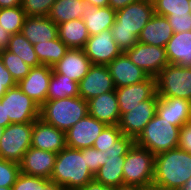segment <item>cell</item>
<instances>
[{
	"instance_id": "6da1fadb",
	"label": "cell",
	"mask_w": 191,
	"mask_h": 190,
	"mask_svg": "<svg viewBox=\"0 0 191 190\" xmlns=\"http://www.w3.org/2000/svg\"><path fill=\"white\" fill-rule=\"evenodd\" d=\"M154 14L152 0H140L116 11L110 31L122 52L138 42V36Z\"/></svg>"
},
{
	"instance_id": "d4e9b609",
	"label": "cell",
	"mask_w": 191,
	"mask_h": 190,
	"mask_svg": "<svg viewBox=\"0 0 191 190\" xmlns=\"http://www.w3.org/2000/svg\"><path fill=\"white\" fill-rule=\"evenodd\" d=\"M174 34L165 16L154 14L138 36V42L165 48Z\"/></svg>"
},
{
	"instance_id": "d590c367",
	"label": "cell",
	"mask_w": 191,
	"mask_h": 190,
	"mask_svg": "<svg viewBox=\"0 0 191 190\" xmlns=\"http://www.w3.org/2000/svg\"><path fill=\"white\" fill-rule=\"evenodd\" d=\"M154 13L160 16L190 14L189 0H152Z\"/></svg>"
},
{
	"instance_id": "7a4b0ae2",
	"label": "cell",
	"mask_w": 191,
	"mask_h": 190,
	"mask_svg": "<svg viewBox=\"0 0 191 190\" xmlns=\"http://www.w3.org/2000/svg\"><path fill=\"white\" fill-rule=\"evenodd\" d=\"M191 177V154L174 148L155 155L152 190H182Z\"/></svg>"
},
{
	"instance_id": "f6af8a7d",
	"label": "cell",
	"mask_w": 191,
	"mask_h": 190,
	"mask_svg": "<svg viewBox=\"0 0 191 190\" xmlns=\"http://www.w3.org/2000/svg\"><path fill=\"white\" fill-rule=\"evenodd\" d=\"M0 82H16L10 72L3 65L2 60L0 59Z\"/></svg>"
},
{
	"instance_id": "681fc988",
	"label": "cell",
	"mask_w": 191,
	"mask_h": 190,
	"mask_svg": "<svg viewBox=\"0 0 191 190\" xmlns=\"http://www.w3.org/2000/svg\"><path fill=\"white\" fill-rule=\"evenodd\" d=\"M17 85L16 82H0V99L6 93V91Z\"/></svg>"
},
{
	"instance_id": "b9f144b4",
	"label": "cell",
	"mask_w": 191,
	"mask_h": 190,
	"mask_svg": "<svg viewBox=\"0 0 191 190\" xmlns=\"http://www.w3.org/2000/svg\"><path fill=\"white\" fill-rule=\"evenodd\" d=\"M178 148L191 154V123H184L180 127Z\"/></svg>"
},
{
	"instance_id": "d6a6232c",
	"label": "cell",
	"mask_w": 191,
	"mask_h": 190,
	"mask_svg": "<svg viewBox=\"0 0 191 190\" xmlns=\"http://www.w3.org/2000/svg\"><path fill=\"white\" fill-rule=\"evenodd\" d=\"M26 17L27 15L21 6L1 8L0 26L11 35L19 33Z\"/></svg>"
},
{
	"instance_id": "db71d44e",
	"label": "cell",
	"mask_w": 191,
	"mask_h": 190,
	"mask_svg": "<svg viewBox=\"0 0 191 190\" xmlns=\"http://www.w3.org/2000/svg\"><path fill=\"white\" fill-rule=\"evenodd\" d=\"M3 133H4V127L0 126V139H1L2 135H3Z\"/></svg>"
},
{
	"instance_id": "83f0119b",
	"label": "cell",
	"mask_w": 191,
	"mask_h": 190,
	"mask_svg": "<svg viewBox=\"0 0 191 190\" xmlns=\"http://www.w3.org/2000/svg\"><path fill=\"white\" fill-rule=\"evenodd\" d=\"M116 10L109 6L95 7L90 5L83 15V21L88 29L89 35H97L102 31L111 29L115 22Z\"/></svg>"
},
{
	"instance_id": "d6986e66",
	"label": "cell",
	"mask_w": 191,
	"mask_h": 190,
	"mask_svg": "<svg viewBox=\"0 0 191 190\" xmlns=\"http://www.w3.org/2000/svg\"><path fill=\"white\" fill-rule=\"evenodd\" d=\"M56 153L30 147L23 155L20 164V172L50 180Z\"/></svg>"
},
{
	"instance_id": "f5cc1de1",
	"label": "cell",
	"mask_w": 191,
	"mask_h": 190,
	"mask_svg": "<svg viewBox=\"0 0 191 190\" xmlns=\"http://www.w3.org/2000/svg\"><path fill=\"white\" fill-rule=\"evenodd\" d=\"M182 190H191V177L189 180H187Z\"/></svg>"
},
{
	"instance_id": "2e32d148",
	"label": "cell",
	"mask_w": 191,
	"mask_h": 190,
	"mask_svg": "<svg viewBox=\"0 0 191 190\" xmlns=\"http://www.w3.org/2000/svg\"><path fill=\"white\" fill-rule=\"evenodd\" d=\"M52 72L53 68L47 65L33 67L17 86L41 107L46 102Z\"/></svg>"
},
{
	"instance_id": "816d5d0a",
	"label": "cell",
	"mask_w": 191,
	"mask_h": 190,
	"mask_svg": "<svg viewBox=\"0 0 191 190\" xmlns=\"http://www.w3.org/2000/svg\"><path fill=\"white\" fill-rule=\"evenodd\" d=\"M115 190H145L142 187L130 184H121L115 187Z\"/></svg>"
},
{
	"instance_id": "30bf717a",
	"label": "cell",
	"mask_w": 191,
	"mask_h": 190,
	"mask_svg": "<svg viewBox=\"0 0 191 190\" xmlns=\"http://www.w3.org/2000/svg\"><path fill=\"white\" fill-rule=\"evenodd\" d=\"M0 102L5 106L6 118L11 123L34 122L40 118V106L17 85L8 89Z\"/></svg>"
},
{
	"instance_id": "c3c4849f",
	"label": "cell",
	"mask_w": 191,
	"mask_h": 190,
	"mask_svg": "<svg viewBox=\"0 0 191 190\" xmlns=\"http://www.w3.org/2000/svg\"><path fill=\"white\" fill-rule=\"evenodd\" d=\"M22 0H0V9L21 6Z\"/></svg>"
},
{
	"instance_id": "5b68a950",
	"label": "cell",
	"mask_w": 191,
	"mask_h": 190,
	"mask_svg": "<svg viewBox=\"0 0 191 190\" xmlns=\"http://www.w3.org/2000/svg\"><path fill=\"white\" fill-rule=\"evenodd\" d=\"M155 155L136 143L125 155L123 165V184L152 190L154 178Z\"/></svg>"
},
{
	"instance_id": "f907efd6",
	"label": "cell",
	"mask_w": 191,
	"mask_h": 190,
	"mask_svg": "<svg viewBox=\"0 0 191 190\" xmlns=\"http://www.w3.org/2000/svg\"><path fill=\"white\" fill-rule=\"evenodd\" d=\"M84 1L98 8L109 6V0H84Z\"/></svg>"
},
{
	"instance_id": "1f68e13d",
	"label": "cell",
	"mask_w": 191,
	"mask_h": 190,
	"mask_svg": "<svg viewBox=\"0 0 191 190\" xmlns=\"http://www.w3.org/2000/svg\"><path fill=\"white\" fill-rule=\"evenodd\" d=\"M8 51L18 55L30 67L41 66L33 44H31L21 32L11 35L9 44L6 48Z\"/></svg>"
},
{
	"instance_id": "7402d4cb",
	"label": "cell",
	"mask_w": 191,
	"mask_h": 190,
	"mask_svg": "<svg viewBox=\"0 0 191 190\" xmlns=\"http://www.w3.org/2000/svg\"><path fill=\"white\" fill-rule=\"evenodd\" d=\"M88 114L106 125H118L120 111L115 90L88 100Z\"/></svg>"
},
{
	"instance_id": "ab89813d",
	"label": "cell",
	"mask_w": 191,
	"mask_h": 190,
	"mask_svg": "<svg viewBox=\"0 0 191 190\" xmlns=\"http://www.w3.org/2000/svg\"><path fill=\"white\" fill-rule=\"evenodd\" d=\"M174 33L191 31V14L166 16Z\"/></svg>"
},
{
	"instance_id": "cb8c5ba5",
	"label": "cell",
	"mask_w": 191,
	"mask_h": 190,
	"mask_svg": "<svg viewBox=\"0 0 191 190\" xmlns=\"http://www.w3.org/2000/svg\"><path fill=\"white\" fill-rule=\"evenodd\" d=\"M20 32L33 45L58 38V27L48 16H27Z\"/></svg>"
},
{
	"instance_id": "9a60e30c",
	"label": "cell",
	"mask_w": 191,
	"mask_h": 190,
	"mask_svg": "<svg viewBox=\"0 0 191 190\" xmlns=\"http://www.w3.org/2000/svg\"><path fill=\"white\" fill-rule=\"evenodd\" d=\"M104 122L87 114L65 132L66 146L74 149L93 147V143L105 128Z\"/></svg>"
},
{
	"instance_id": "e0dca14e",
	"label": "cell",
	"mask_w": 191,
	"mask_h": 190,
	"mask_svg": "<svg viewBox=\"0 0 191 190\" xmlns=\"http://www.w3.org/2000/svg\"><path fill=\"white\" fill-rule=\"evenodd\" d=\"M120 115L129 112L137 104L152 98L157 93L156 78L149 76L146 80L115 89Z\"/></svg>"
},
{
	"instance_id": "4dcf8cb0",
	"label": "cell",
	"mask_w": 191,
	"mask_h": 190,
	"mask_svg": "<svg viewBox=\"0 0 191 190\" xmlns=\"http://www.w3.org/2000/svg\"><path fill=\"white\" fill-rule=\"evenodd\" d=\"M79 96L78 83L54 70L49 82L46 100L64 99Z\"/></svg>"
},
{
	"instance_id": "7c38bea8",
	"label": "cell",
	"mask_w": 191,
	"mask_h": 190,
	"mask_svg": "<svg viewBox=\"0 0 191 190\" xmlns=\"http://www.w3.org/2000/svg\"><path fill=\"white\" fill-rule=\"evenodd\" d=\"M129 59L149 76L156 77L169 64L165 48L137 42L124 52Z\"/></svg>"
},
{
	"instance_id": "8fae6325",
	"label": "cell",
	"mask_w": 191,
	"mask_h": 190,
	"mask_svg": "<svg viewBox=\"0 0 191 190\" xmlns=\"http://www.w3.org/2000/svg\"><path fill=\"white\" fill-rule=\"evenodd\" d=\"M158 94L131 108L129 112L120 115L118 127L123 135L136 140L143 132L145 126L156 115Z\"/></svg>"
},
{
	"instance_id": "7dc6e473",
	"label": "cell",
	"mask_w": 191,
	"mask_h": 190,
	"mask_svg": "<svg viewBox=\"0 0 191 190\" xmlns=\"http://www.w3.org/2000/svg\"><path fill=\"white\" fill-rule=\"evenodd\" d=\"M10 124L11 122L9 118H6L5 106L2 105V103L0 102V126L5 128L6 126Z\"/></svg>"
},
{
	"instance_id": "ac0fdd59",
	"label": "cell",
	"mask_w": 191,
	"mask_h": 190,
	"mask_svg": "<svg viewBox=\"0 0 191 190\" xmlns=\"http://www.w3.org/2000/svg\"><path fill=\"white\" fill-rule=\"evenodd\" d=\"M31 147L57 154L66 147L65 132L38 118L33 122Z\"/></svg>"
},
{
	"instance_id": "11a10c76",
	"label": "cell",
	"mask_w": 191,
	"mask_h": 190,
	"mask_svg": "<svg viewBox=\"0 0 191 190\" xmlns=\"http://www.w3.org/2000/svg\"><path fill=\"white\" fill-rule=\"evenodd\" d=\"M0 190H13L12 187H0Z\"/></svg>"
},
{
	"instance_id": "52a82bcc",
	"label": "cell",
	"mask_w": 191,
	"mask_h": 190,
	"mask_svg": "<svg viewBox=\"0 0 191 190\" xmlns=\"http://www.w3.org/2000/svg\"><path fill=\"white\" fill-rule=\"evenodd\" d=\"M135 140L127 135L119 137L112 147L102 151V166L94 179L104 185L118 186L123 184V165L125 155Z\"/></svg>"
},
{
	"instance_id": "9f6ffc18",
	"label": "cell",
	"mask_w": 191,
	"mask_h": 190,
	"mask_svg": "<svg viewBox=\"0 0 191 190\" xmlns=\"http://www.w3.org/2000/svg\"><path fill=\"white\" fill-rule=\"evenodd\" d=\"M189 7H190V10H191V0H189ZM190 14H191V11H190Z\"/></svg>"
},
{
	"instance_id": "44dd1931",
	"label": "cell",
	"mask_w": 191,
	"mask_h": 190,
	"mask_svg": "<svg viewBox=\"0 0 191 190\" xmlns=\"http://www.w3.org/2000/svg\"><path fill=\"white\" fill-rule=\"evenodd\" d=\"M92 65L83 49L69 48L62 59L52 68L56 73L66 75L79 83Z\"/></svg>"
},
{
	"instance_id": "ee69618b",
	"label": "cell",
	"mask_w": 191,
	"mask_h": 190,
	"mask_svg": "<svg viewBox=\"0 0 191 190\" xmlns=\"http://www.w3.org/2000/svg\"><path fill=\"white\" fill-rule=\"evenodd\" d=\"M137 1H140V0H109V7L117 11Z\"/></svg>"
},
{
	"instance_id": "4fadbf2b",
	"label": "cell",
	"mask_w": 191,
	"mask_h": 190,
	"mask_svg": "<svg viewBox=\"0 0 191 190\" xmlns=\"http://www.w3.org/2000/svg\"><path fill=\"white\" fill-rule=\"evenodd\" d=\"M83 50L92 64L106 66L123 53L116 44L110 29L91 35Z\"/></svg>"
},
{
	"instance_id": "4316f807",
	"label": "cell",
	"mask_w": 191,
	"mask_h": 190,
	"mask_svg": "<svg viewBox=\"0 0 191 190\" xmlns=\"http://www.w3.org/2000/svg\"><path fill=\"white\" fill-rule=\"evenodd\" d=\"M90 4L84 0H56L52 5L48 17L56 24L83 19V15L88 10Z\"/></svg>"
},
{
	"instance_id": "3957f363",
	"label": "cell",
	"mask_w": 191,
	"mask_h": 190,
	"mask_svg": "<svg viewBox=\"0 0 191 190\" xmlns=\"http://www.w3.org/2000/svg\"><path fill=\"white\" fill-rule=\"evenodd\" d=\"M50 180L63 190H79L94 180V175L89 170L86 155L82 154L81 149L66 146L57 153Z\"/></svg>"
},
{
	"instance_id": "603a6c76",
	"label": "cell",
	"mask_w": 191,
	"mask_h": 190,
	"mask_svg": "<svg viewBox=\"0 0 191 190\" xmlns=\"http://www.w3.org/2000/svg\"><path fill=\"white\" fill-rule=\"evenodd\" d=\"M156 114L172 125L181 127L184 123L189 122L191 101L183 98L158 96Z\"/></svg>"
},
{
	"instance_id": "74e56055",
	"label": "cell",
	"mask_w": 191,
	"mask_h": 190,
	"mask_svg": "<svg viewBox=\"0 0 191 190\" xmlns=\"http://www.w3.org/2000/svg\"><path fill=\"white\" fill-rule=\"evenodd\" d=\"M56 0H22L21 7L27 16H48Z\"/></svg>"
},
{
	"instance_id": "f546056e",
	"label": "cell",
	"mask_w": 191,
	"mask_h": 190,
	"mask_svg": "<svg viewBox=\"0 0 191 190\" xmlns=\"http://www.w3.org/2000/svg\"><path fill=\"white\" fill-rule=\"evenodd\" d=\"M41 65L53 67L69 50V47L58 37L56 39L39 42L33 45Z\"/></svg>"
},
{
	"instance_id": "f1b7e54d",
	"label": "cell",
	"mask_w": 191,
	"mask_h": 190,
	"mask_svg": "<svg viewBox=\"0 0 191 190\" xmlns=\"http://www.w3.org/2000/svg\"><path fill=\"white\" fill-rule=\"evenodd\" d=\"M58 37L69 47L83 49L90 35L82 18L57 25Z\"/></svg>"
},
{
	"instance_id": "f35d334b",
	"label": "cell",
	"mask_w": 191,
	"mask_h": 190,
	"mask_svg": "<svg viewBox=\"0 0 191 190\" xmlns=\"http://www.w3.org/2000/svg\"><path fill=\"white\" fill-rule=\"evenodd\" d=\"M19 173V163L0 158V187H12Z\"/></svg>"
},
{
	"instance_id": "7bdbcfd3",
	"label": "cell",
	"mask_w": 191,
	"mask_h": 190,
	"mask_svg": "<svg viewBox=\"0 0 191 190\" xmlns=\"http://www.w3.org/2000/svg\"><path fill=\"white\" fill-rule=\"evenodd\" d=\"M79 190H115L114 186L104 185L102 183L97 182L95 179L85 184Z\"/></svg>"
},
{
	"instance_id": "9c48e42d",
	"label": "cell",
	"mask_w": 191,
	"mask_h": 190,
	"mask_svg": "<svg viewBox=\"0 0 191 190\" xmlns=\"http://www.w3.org/2000/svg\"><path fill=\"white\" fill-rule=\"evenodd\" d=\"M33 122L11 123L4 128L0 139V158L20 163L31 147Z\"/></svg>"
},
{
	"instance_id": "bcb514c9",
	"label": "cell",
	"mask_w": 191,
	"mask_h": 190,
	"mask_svg": "<svg viewBox=\"0 0 191 190\" xmlns=\"http://www.w3.org/2000/svg\"><path fill=\"white\" fill-rule=\"evenodd\" d=\"M10 37L11 34H9V32L5 31V29L0 26V50L7 48Z\"/></svg>"
},
{
	"instance_id": "277c9868",
	"label": "cell",
	"mask_w": 191,
	"mask_h": 190,
	"mask_svg": "<svg viewBox=\"0 0 191 190\" xmlns=\"http://www.w3.org/2000/svg\"><path fill=\"white\" fill-rule=\"evenodd\" d=\"M88 114V101L80 96L46 100L40 107V118L64 132Z\"/></svg>"
},
{
	"instance_id": "484cf974",
	"label": "cell",
	"mask_w": 191,
	"mask_h": 190,
	"mask_svg": "<svg viewBox=\"0 0 191 190\" xmlns=\"http://www.w3.org/2000/svg\"><path fill=\"white\" fill-rule=\"evenodd\" d=\"M165 51L169 64L191 68V31L174 33Z\"/></svg>"
},
{
	"instance_id": "8992f818",
	"label": "cell",
	"mask_w": 191,
	"mask_h": 190,
	"mask_svg": "<svg viewBox=\"0 0 191 190\" xmlns=\"http://www.w3.org/2000/svg\"><path fill=\"white\" fill-rule=\"evenodd\" d=\"M179 131L180 127L172 125L156 114L145 126L135 143L157 155L178 147Z\"/></svg>"
},
{
	"instance_id": "836d02e7",
	"label": "cell",
	"mask_w": 191,
	"mask_h": 190,
	"mask_svg": "<svg viewBox=\"0 0 191 190\" xmlns=\"http://www.w3.org/2000/svg\"><path fill=\"white\" fill-rule=\"evenodd\" d=\"M13 190H63L54 181L43 177H36L27 175L22 172L19 173L16 182L12 186Z\"/></svg>"
},
{
	"instance_id": "8d00e7d4",
	"label": "cell",
	"mask_w": 191,
	"mask_h": 190,
	"mask_svg": "<svg viewBox=\"0 0 191 190\" xmlns=\"http://www.w3.org/2000/svg\"><path fill=\"white\" fill-rule=\"evenodd\" d=\"M122 131L118 127V125H106L102 130L100 135L96 138L93 143V147L96 150H106L114 145V142L121 137Z\"/></svg>"
},
{
	"instance_id": "ba28073f",
	"label": "cell",
	"mask_w": 191,
	"mask_h": 190,
	"mask_svg": "<svg viewBox=\"0 0 191 190\" xmlns=\"http://www.w3.org/2000/svg\"><path fill=\"white\" fill-rule=\"evenodd\" d=\"M160 97L183 98L191 101V68L168 64L155 77Z\"/></svg>"
},
{
	"instance_id": "60d3db41",
	"label": "cell",
	"mask_w": 191,
	"mask_h": 190,
	"mask_svg": "<svg viewBox=\"0 0 191 190\" xmlns=\"http://www.w3.org/2000/svg\"><path fill=\"white\" fill-rule=\"evenodd\" d=\"M81 151L83 155H86L89 170L95 175L102 166V151L96 150L94 147L83 148Z\"/></svg>"
},
{
	"instance_id": "ffe728a7",
	"label": "cell",
	"mask_w": 191,
	"mask_h": 190,
	"mask_svg": "<svg viewBox=\"0 0 191 190\" xmlns=\"http://www.w3.org/2000/svg\"><path fill=\"white\" fill-rule=\"evenodd\" d=\"M107 67L116 88L137 84L149 77V75L137 67L124 52L114 58Z\"/></svg>"
},
{
	"instance_id": "e575fe53",
	"label": "cell",
	"mask_w": 191,
	"mask_h": 190,
	"mask_svg": "<svg viewBox=\"0 0 191 190\" xmlns=\"http://www.w3.org/2000/svg\"><path fill=\"white\" fill-rule=\"evenodd\" d=\"M0 59L16 83L25 78L32 68L27 65L18 55H15L7 49L0 50Z\"/></svg>"
},
{
	"instance_id": "5bb4252c",
	"label": "cell",
	"mask_w": 191,
	"mask_h": 190,
	"mask_svg": "<svg viewBox=\"0 0 191 190\" xmlns=\"http://www.w3.org/2000/svg\"><path fill=\"white\" fill-rule=\"evenodd\" d=\"M79 96L85 101L116 89L106 65H92L78 83Z\"/></svg>"
}]
</instances>
